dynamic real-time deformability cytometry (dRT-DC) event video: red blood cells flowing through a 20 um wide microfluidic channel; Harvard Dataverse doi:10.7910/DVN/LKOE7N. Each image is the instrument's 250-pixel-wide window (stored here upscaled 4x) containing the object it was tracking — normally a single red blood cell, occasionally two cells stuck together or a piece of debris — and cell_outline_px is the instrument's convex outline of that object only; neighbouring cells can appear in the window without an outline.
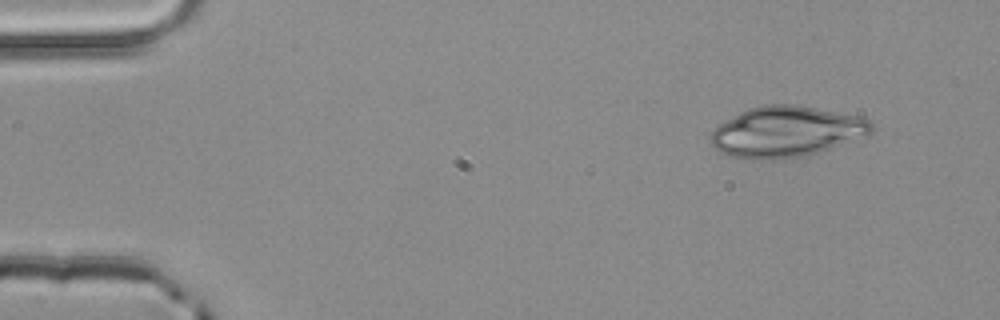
{"species": "common noctule bat (a hibernating species)", "species_latin": "Nyctalus noctula", "temperature_condition": "room temperature", "stored_images_in_passage": 3, "camera_frame_rate_fps": 3000, "um_per_image_px": 0.085, "animal": {"sex": "male", "body_mass_g": 20.4}, "frame": {"image": 1, "passage_image": 1, "time_ms": 0.0, "image_size_px": [1000, 320], "cell_outline_px": [[872, 132], [828, 148], [804, 156], [772, 160], [732, 156], [720, 152], [708, 140], [708, 136], [712, 128], [740, 112], [748, 108], [760, 104], [796, 104], [856, 116], [868, 120], [872, 124]], "centroid_in_image_um": [66.73, 11.18], "position_along_channel_um": 18.3, "area_um2": 46.93}}